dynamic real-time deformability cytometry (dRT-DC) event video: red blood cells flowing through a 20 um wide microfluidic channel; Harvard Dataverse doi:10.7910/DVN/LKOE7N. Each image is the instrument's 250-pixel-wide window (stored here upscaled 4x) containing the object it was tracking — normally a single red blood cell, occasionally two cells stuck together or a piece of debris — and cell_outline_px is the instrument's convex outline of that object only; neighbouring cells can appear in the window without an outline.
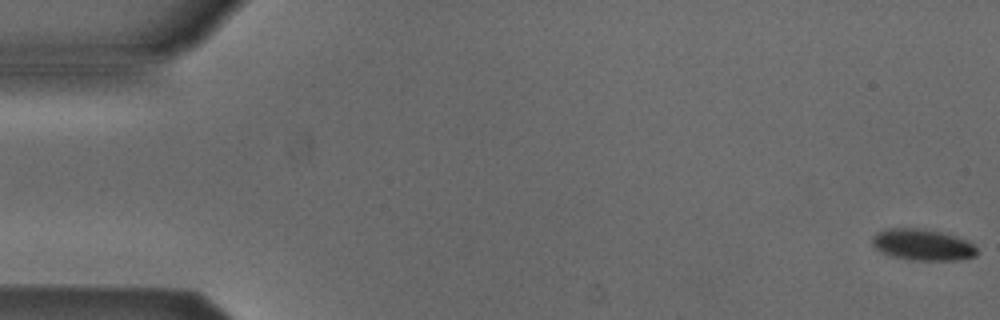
{"species": "Egyptian fruit bat (a non-hibernating species)", "species_latin": "Rousettus aegyptiacus", "temperature_condition": "cold", "stored_images_in_passage": 6, "camera_frame_rate_fps": 3000, "um_per_image_px": 0.085, "animal": {"sex": "male"}, "frame": {"image": 1, "passage_image": 1, "time_ms": 0.0, "image_size_px": [1000, 320], "cell_outline_px": [[976, 256], [960, 260], [912, 260], [892, 256], [876, 248], [872, 244], [872, 236], [876, 232], [884, 228], [924, 228], [940, 232], [968, 240], [976, 248]], "centroid_in_image_um": [78.4, 20.79], "position_along_channel_um": 6.6, "area_um2": 19.13}}
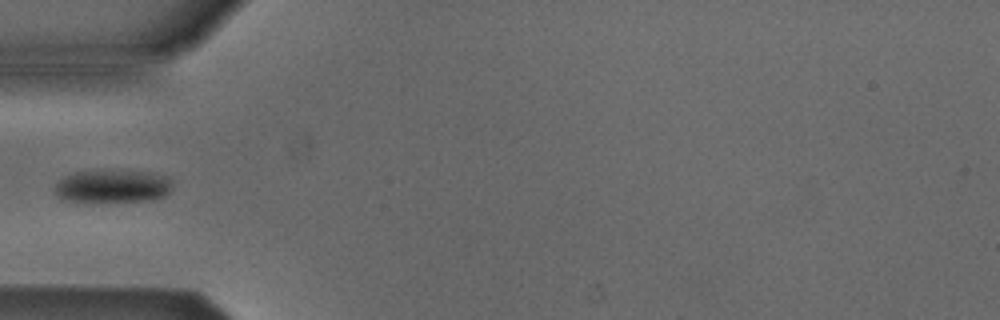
{"frame": {"image": 2, "passage_image": 5, "time_ms": 5.667, "image_size_px": [1000, 320], "cell_outline_px": [[172, 188], [164, 196], [152, 200], [84, 204], [64, 200], [56, 196], [56, 184], [64, 176], [76, 172], [100, 168], [148, 172], [168, 176], [172, 180]], "centroid_in_image_um": [9.54, 15.84], "position_along_channel_um": 75.5, "area_um2": 23.93}}
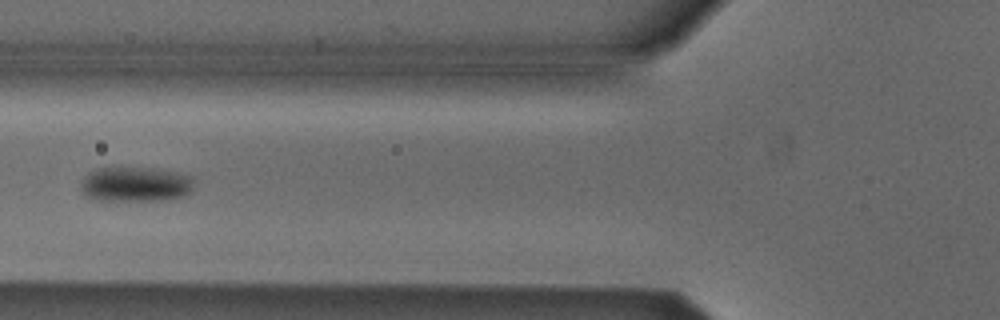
{"frame": {"image": 3, "passage_image": 6, "time_ms": 6.667, "image_size_px": [1000, 320], "cell_outline_px": [[192, 192], [184, 196], [168, 200], [96, 200], [84, 196], [84, 176], [88, 172], [96, 168], [112, 164], [156, 168], [192, 176]], "centroid_in_image_um": [11.51, 15.61], "position_along_channel_um": 114.3, "area_um2": 23.76}}